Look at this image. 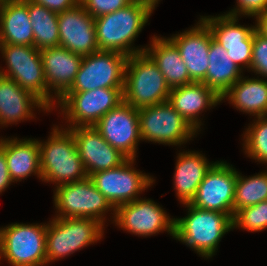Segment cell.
Wrapping results in <instances>:
<instances>
[{
	"instance_id": "3957f363",
	"label": "cell",
	"mask_w": 267,
	"mask_h": 266,
	"mask_svg": "<svg viewBox=\"0 0 267 266\" xmlns=\"http://www.w3.org/2000/svg\"><path fill=\"white\" fill-rule=\"evenodd\" d=\"M62 128L54 126L48 140L39 141L41 180L55 183L56 187L88 177L73 133Z\"/></svg>"
},
{
	"instance_id": "e0dca14e",
	"label": "cell",
	"mask_w": 267,
	"mask_h": 266,
	"mask_svg": "<svg viewBox=\"0 0 267 266\" xmlns=\"http://www.w3.org/2000/svg\"><path fill=\"white\" fill-rule=\"evenodd\" d=\"M87 175L120 166L128 158L107 143L94 126L68 128Z\"/></svg>"
},
{
	"instance_id": "ba28073f",
	"label": "cell",
	"mask_w": 267,
	"mask_h": 266,
	"mask_svg": "<svg viewBox=\"0 0 267 266\" xmlns=\"http://www.w3.org/2000/svg\"><path fill=\"white\" fill-rule=\"evenodd\" d=\"M123 102V89L98 88L65 92L58 100L68 128L94 126L102 116Z\"/></svg>"
},
{
	"instance_id": "836d02e7",
	"label": "cell",
	"mask_w": 267,
	"mask_h": 266,
	"mask_svg": "<svg viewBox=\"0 0 267 266\" xmlns=\"http://www.w3.org/2000/svg\"><path fill=\"white\" fill-rule=\"evenodd\" d=\"M133 0H79L82 7L94 18L115 12Z\"/></svg>"
},
{
	"instance_id": "4316f807",
	"label": "cell",
	"mask_w": 267,
	"mask_h": 266,
	"mask_svg": "<svg viewBox=\"0 0 267 266\" xmlns=\"http://www.w3.org/2000/svg\"><path fill=\"white\" fill-rule=\"evenodd\" d=\"M209 66L201 81L220 98L243 76V72L229 57L227 51L213 39L209 49Z\"/></svg>"
},
{
	"instance_id": "7c38bea8",
	"label": "cell",
	"mask_w": 267,
	"mask_h": 266,
	"mask_svg": "<svg viewBox=\"0 0 267 266\" xmlns=\"http://www.w3.org/2000/svg\"><path fill=\"white\" fill-rule=\"evenodd\" d=\"M134 160L127 159L120 166L90 174L100 193L116 208L119 205L138 199V194L155 181L151 176L135 170Z\"/></svg>"
},
{
	"instance_id": "d6986e66",
	"label": "cell",
	"mask_w": 267,
	"mask_h": 266,
	"mask_svg": "<svg viewBox=\"0 0 267 266\" xmlns=\"http://www.w3.org/2000/svg\"><path fill=\"white\" fill-rule=\"evenodd\" d=\"M178 49L193 82H201L209 66L211 31L200 18L197 25L168 38Z\"/></svg>"
},
{
	"instance_id": "74e56055",
	"label": "cell",
	"mask_w": 267,
	"mask_h": 266,
	"mask_svg": "<svg viewBox=\"0 0 267 266\" xmlns=\"http://www.w3.org/2000/svg\"><path fill=\"white\" fill-rule=\"evenodd\" d=\"M13 180L8 172L7 161L5 157V139H0V193L11 185Z\"/></svg>"
},
{
	"instance_id": "5b68a950",
	"label": "cell",
	"mask_w": 267,
	"mask_h": 266,
	"mask_svg": "<svg viewBox=\"0 0 267 266\" xmlns=\"http://www.w3.org/2000/svg\"><path fill=\"white\" fill-rule=\"evenodd\" d=\"M47 224L46 265L100 240L104 225L93 218L55 217Z\"/></svg>"
},
{
	"instance_id": "44dd1931",
	"label": "cell",
	"mask_w": 267,
	"mask_h": 266,
	"mask_svg": "<svg viewBox=\"0 0 267 266\" xmlns=\"http://www.w3.org/2000/svg\"><path fill=\"white\" fill-rule=\"evenodd\" d=\"M50 112L33 93L21 88L13 79L0 75V126L34 118L36 107Z\"/></svg>"
},
{
	"instance_id": "4dcf8cb0",
	"label": "cell",
	"mask_w": 267,
	"mask_h": 266,
	"mask_svg": "<svg viewBox=\"0 0 267 266\" xmlns=\"http://www.w3.org/2000/svg\"><path fill=\"white\" fill-rule=\"evenodd\" d=\"M257 119L244 133L243 150L252 159L267 164V116Z\"/></svg>"
},
{
	"instance_id": "d4e9b609",
	"label": "cell",
	"mask_w": 267,
	"mask_h": 266,
	"mask_svg": "<svg viewBox=\"0 0 267 266\" xmlns=\"http://www.w3.org/2000/svg\"><path fill=\"white\" fill-rule=\"evenodd\" d=\"M5 157L13 182L24 180L31 174H35L41 179L38 140L5 138Z\"/></svg>"
},
{
	"instance_id": "f546056e",
	"label": "cell",
	"mask_w": 267,
	"mask_h": 266,
	"mask_svg": "<svg viewBox=\"0 0 267 266\" xmlns=\"http://www.w3.org/2000/svg\"><path fill=\"white\" fill-rule=\"evenodd\" d=\"M267 200V171L251 177L238 172L234 193V215L247 206Z\"/></svg>"
},
{
	"instance_id": "f35d334b",
	"label": "cell",
	"mask_w": 267,
	"mask_h": 266,
	"mask_svg": "<svg viewBox=\"0 0 267 266\" xmlns=\"http://www.w3.org/2000/svg\"><path fill=\"white\" fill-rule=\"evenodd\" d=\"M255 19L257 21L255 23L256 31L267 38V10L258 14Z\"/></svg>"
},
{
	"instance_id": "7a4b0ae2",
	"label": "cell",
	"mask_w": 267,
	"mask_h": 266,
	"mask_svg": "<svg viewBox=\"0 0 267 266\" xmlns=\"http://www.w3.org/2000/svg\"><path fill=\"white\" fill-rule=\"evenodd\" d=\"M188 214L175 218L174 238L206 257L215 255L222 237L233 229V218L219 211L204 210L185 203Z\"/></svg>"
},
{
	"instance_id": "83f0119b",
	"label": "cell",
	"mask_w": 267,
	"mask_h": 266,
	"mask_svg": "<svg viewBox=\"0 0 267 266\" xmlns=\"http://www.w3.org/2000/svg\"><path fill=\"white\" fill-rule=\"evenodd\" d=\"M210 29L213 39L225 50L227 47L253 46L255 26L244 27L238 24V17L226 13L218 16H201Z\"/></svg>"
},
{
	"instance_id": "d590c367",
	"label": "cell",
	"mask_w": 267,
	"mask_h": 266,
	"mask_svg": "<svg viewBox=\"0 0 267 266\" xmlns=\"http://www.w3.org/2000/svg\"><path fill=\"white\" fill-rule=\"evenodd\" d=\"M253 46L227 47L228 57L240 68H249L252 60Z\"/></svg>"
},
{
	"instance_id": "30bf717a",
	"label": "cell",
	"mask_w": 267,
	"mask_h": 266,
	"mask_svg": "<svg viewBox=\"0 0 267 266\" xmlns=\"http://www.w3.org/2000/svg\"><path fill=\"white\" fill-rule=\"evenodd\" d=\"M7 70L0 75L13 79L21 88L38 97L49 109V89L45 80L41 53L34 46L0 44Z\"/></svg>"
},
{
	"instance_id": "8992f818",
	"label": "cell",
	"mask_w": 267,
	"mask_h": 266,
	"mask_svg": "<svg viewBox=\"0 0 267 266\" xmlns=\"http://www.w3.org/2000/svg\"><path fill=\"white\" fill-rule=\"evenodd\" d=\"M47 224L13 223L0 228V260L12 266L46 265Z\"/></svg>"
},
{
	"instance_id": "1f68e13d",
	"label": "cell",
	"mask_w": 267,
	"mask_h": 266,
	"mask_svg": "<svg viewBox=\"0 0 267 266\" xmlns=\"http://www.w3.org/2000/svg\"><path fill=\"white\" fill-rule=\"evenodd\" d=\"M259 232L267 228V200L238 210L233 217V229Z\"/></svg>"
},
{
	"instance_id": "ab89813d",
	"label": "cell",
	"mask_w": 267,
	"mask_h": 266,
	"mask_svg": "<svg viewBox=\"0 0 267 266\" xmlns=\"http://www.w3.org/2000/svg\"><path fill=\"white\" fill-rule=\"evenodd\" d=\"M143 1H146L150 4H152L154 7H156V5L158 4V1H160V0H143Z\"/></svg>"
},
{
	"instance_id": "cb8c5ba5",
	"label": "cell",
	"mask_w": 267,
	"mask_h": 266,
	"mask_svg": "<svg viewBox=\"0 0 267 266\" xmlns=\"http://www.w3.org/2000/svg\"><path fill=\"white\" fill-rule=\"evenodd\" d=\"M150 46L145 52L156 63L171 89L193 83L177 47L167 37L154 35Z\"/></svg>"
},
{
	"instance_id": "f1b7e54d",
	"label": "cell",
	"mask_w": 267,
	"mask_h": 266,
	"mask_svg": "<svg viewBox=\"0 0 267 266\" xmlns=\"http://www.w3.org/2000/svg\"><path fill=\"white\" fill-rule=\"evenodd\" d=\"M33 29L34 47L38 50L59 46L58 13L27 0Z\"/></svg>"
},
{
	"instance_id": "9a60e30c",
	"label": "cell",
	"mask_w": 267,
	"mask_h": 266,
	"mask_svg": "<svg viewBox=\"0 0 267 266\" xmlns=\"http://www.w3.org/2000/svg\"><path fill=\"white\" fill-rule=\"evenodd\" d=\"M104 140L128 159H135L140 142L138 109L123 101L94 125Z\"/></svg>"
},
{
	"instance_id": "484cf974",
	"label": "cell",
	"mask_w": 267,
	"mask_h": 266,
	"mask_svg": "<svg viewBox=\"0 0 267 266\" xmlns=\"http://www.w3.org/2000/svg\"><path fill=\"white\" fill-rule=\"evenodd\" d=\"M241 112L252 116H267V80L241 77L222 97Z\"/></svg>"
},
{
	"instance_id": "8d00e7d4",
	"label": "cell",
	"mask_w": 267,
	"mask_h": 266,
	"mask_svg": "<svg viewBox=\"0 0 267 266\" xmlns=\"http://www.w3.org/2000/svg\"><path fill=\"white\" fill-rule=\"evenodd\" d=\"M31 2L45 6L56 13L64 12L79 4V0H30Z\"/></svg>"
},
{
	"instance_id": "8fae6325",
	"label": "cell",
	"mask_w": 267,
	"mask_h": 266,
	"mask_svg": "<svg viewBox=\"0 0 267 266\" xmlns=\"http://www.w3.org/2000/svg\"><path fill=\"white\" fill-rule=\"evenodd\" d=\"M142 140L165 145H182L197 131L168 103L138 109Z\"/></svg>"
},
{
	"instance_id": "5bb4252c",
	"label": "cell",
	"mask_w": 267,
	"mask_h": 266,
	"mask_svg": "<svg viewBox=\"0 0 267 266\" xmlns=\"http://www.w3.org/2000/svg\"><path fill=\"white\" fill-rule=\"evenodd\" d=\"M111 214L114 215L112 217L115 224L131 234L147 237L166 231L174 238L175 218H170L164 209L151 199L138 198L119 205Z\"/></svg>"
},
{
	"instance_id": "2e32d148",
	"label": "cell",
	"mask_w": 267,
	"mask_h": 266,
	"mask_svg": "<svg viewBox=\"0 0 267 266\" xmlns=\"http://www.w3.org/2000/svg\"><path fill=\"white\" fill-rule=\"evenodd\" d=\"M59 46L81 56L99 50L96 41L95 18L79 3L58 13Z\"/></svg>"
},
{
	"instance_id": "ac0fdd59",
	"label": "cell",
	"mask_w": 267,
	"mask_h": 266,
	"mask_svg": "<svg viewBox=\"0 0 267 266\" xmlns=\"http://www.w3.org/2000/svg\"><path fill=\"white\" fill-rule=\"evenodd\" d=\"M40 53L49 89V110H51L54 108V102H57L56 100L71 87L83 56L60 46L42 49ZM52 91H54V96L51 94Z\"/></svg>"
},
{
	"instance_id": "4fadbf2b",
	"label": "cell",
	"mask_w": 267,
	"mask_h": 266,
	"mask_svg": "<svg viewBox=\"0 0 267 266\" xmlns=\"http://www.w3.org/2000/svg\"><path fill=\"white\" fill-rule=\"evenodd\" d=\"M238 171L224 161L216 162L199 184L190 205L234 217V193Z\"/></svg>"
},
{
	"instance_id": "e575fe53",
	"label": "cell",
	"mask_w": 267,
	"mask_h": 266,
	"mask_svg": "<svg viewBox=\"0 0 267 266\" xmlns=\"http://www.w3.org/2000/svg\"><path fill=\"white\" fill-rule=\"evenodd\" d=\"M267 10V0H237L236 8L230 10L227 15L238 17L245 16L256 17L258 14Z\"/></svg>"
},
{
	"instance_id": "ffe728a7",
	"label": "cell",
	"mask_w": 267,
	"mask_h": 266,
	"mask_svg": "<svg viewBox=\"0 0 267 266\" xmlns=\"http://www.w3.org/2000/svg\"><path fill=\"white\" fill-rule=\"evenodd\" d=\"M198 133L199 115L205 109L216 106L221 98L202 82L172 88L167 101Z\"/></svg>"
},
{
	"instance_id": "52a82bcc",
	"label": "cell",
	"mask_w": 267,
	"mask_h": 266,
	"mask_svg": "<svg viewBox=\"0 0 267 266\" xmlns=\"http://www.w3.org/2000/svg\"><path fill=\"white\" fill-rule=\"evenodd\" d=\"M53 199L59 218H93L105 225V213L115 212L89 177L57 186Z\"/></svg>"
},
{
	"instance_id": "603a6c76",
	"label": "cell",
	"mask_w": 267,
	"mask_h": 266,
	"mask_svg": "<svg viewBox=\"0 0 267 266\" xmlns=\"http://www.w3.org/2000/svg\"><path fill=\"white\" fill-rule=\"evenodd\" d=\"M174 174V189L180 203H190L195 197L199 184L216 163H209L199 152L184 151L178 154Z\"/></svg>"
},
{
	"instance_id": "6da1fadb",
	"label": "cell",
	"mask_w": 267,
	"mask_h": 266,
	"mask_svg": "<svg viewBox=\"0 0 267 266\" xmlns=\"http://www.w3.org/2000/svg\"><path fill=\"white\" fill-rule=\"evenodd\" d=\"M154 9L146 1L133 0L115 12L95 18L99 50L116 51L127 56L145 52L147 46L136 48L132 43L147 24Z\"/></svg>"
},
{
	"instance_id": "7402d4cb",
	"label": "cell",
	"mask_w": 267,
	"mask_h": 266,
	"mask_svg": "<svg viewBox=\"0 0 267 266\" xmlns=\"http://www.w3.org/2000/svg\"><path fill=\"white\" fill-rule=\"evenodd\" d=\"M0 44L34 46L27 0H6L0 4Z\"/></svg>"
},
{
	"instance_id": "9c48e42d",
	"label": "cell",
	"mask_w": 267,
	"mask_h": 266,
	"mask_svg": "<svg viewBox=\"0 0 267 266\" xmlns=\"http://www.w3.org/2000/svg\"><path fill=\"white\" fill-rule=\"evenodd\" d=\"M127 59L125 54L106 50L83 56L79 71L66 92L98 88L123 89Z\"/></svg>"
},
{
	"instance_id": "277c9868",
	"label": "cell",
	"mask_w": 267,
	"mask_h": 266,
	"mask_svg": "<svg viewBox=\"0 0 267 266\" xmlns=\"http://www.w3.org/2000/svg\"><path fill=\"white\" fill-rule=\"evenodd\" d=\"M170 91L163 74L146 52L128 56L123 101L140 109L167 102Z\"/></svg>"
},
{
	"instance_id": "d6a6232c",
	"label": "cell",
	"mask_w": 267,
	"mask_h": 266,
	"mask_svg": "<svg viewBox=\"0 0 267 266\" xmlns=\"http://www.w3.org/2000/svg\"><path fill=\"white\" fill-rule=\"evenodd\" d=\"M250 71H254L255 75L267 77V38L256 30L254 31Z\"/></svg>"
}]
</instances>
